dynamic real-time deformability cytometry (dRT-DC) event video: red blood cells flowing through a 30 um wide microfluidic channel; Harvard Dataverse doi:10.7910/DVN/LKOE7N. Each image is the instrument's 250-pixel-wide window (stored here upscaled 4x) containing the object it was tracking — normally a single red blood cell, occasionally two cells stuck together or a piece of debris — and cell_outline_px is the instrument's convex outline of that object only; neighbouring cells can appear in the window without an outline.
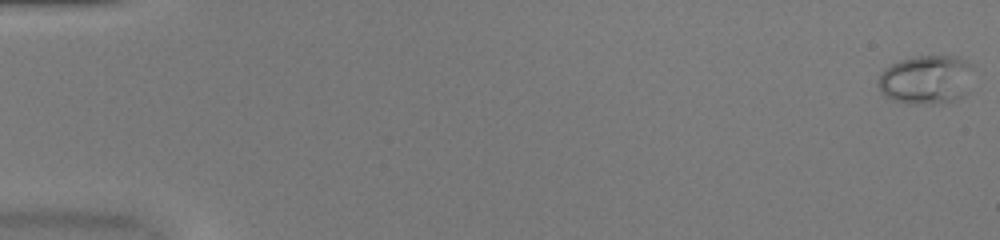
{"species": "common noctule bat (a hibernating species)", "species_latin": "Nyctalus noctula", "temperature_condition": "warm", "stored_images_in_passage": 51, "camera_frame_rate_fps": 3000, "um_per_image_px": 0.085, "animal": {"sex": "female", "body_mass_g": 20.0, "forearm_length_mm": 54.0}, "frame": {"image": 1, "passage_image": 1, "time_ms": 0.0, "image_size_px": [1000, 240], "cell_outline_px": [[972, 68], [968, 92], [964, 96], [948, 104], [912, 104], [892, 100], [884, 96], [876, 84], [880, 72], [884, 68], [900, 60], [920, 56], [956, 56], [964, 60]], "centroid_in_image_um": [78.7, 6.8], "position_along_channel_um": 6.3, "area_um2": 27.57}}